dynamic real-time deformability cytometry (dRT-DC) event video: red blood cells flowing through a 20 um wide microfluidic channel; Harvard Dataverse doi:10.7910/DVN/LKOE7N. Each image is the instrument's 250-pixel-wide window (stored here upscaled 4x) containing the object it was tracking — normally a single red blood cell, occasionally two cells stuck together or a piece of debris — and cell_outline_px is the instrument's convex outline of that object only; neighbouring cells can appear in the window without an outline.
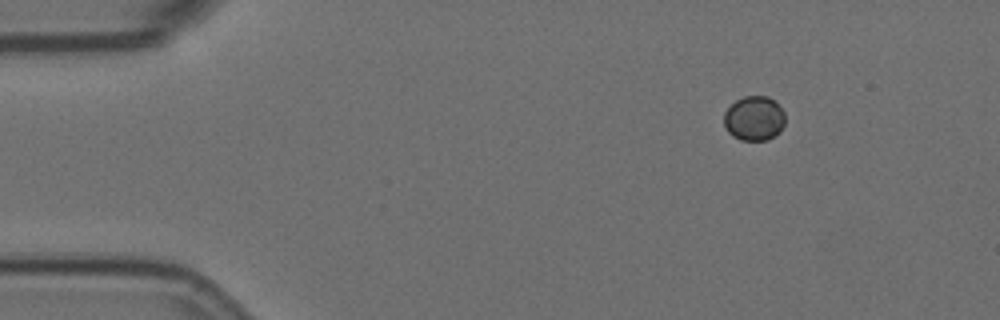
{"species": "Egyptian fruit bat (a non-hibernating species)", "species_latin": "Rousettus aegyptiacus", "temperature_condition": "room temperature", "stored_images_in_passage": 4, "camera_frame_rate_fps": 3000, "um_per_image_px": 0.085, "animal": {"sex": "female"}, "frame": {"image": 1, "passage_image": 1, "time_ms": 0.0, "image_size_px": [1000, 320], "cell_outline_px": [[784, 124], [780, 132], [768, 140], [740, 140], [732, 136], [728, 132], [724, 124], [724, 112], [736, 100], [744, 96], [768, 96], [776, 100], [784, 112]], "centroid_in_image_um": [64.11, 10.06], "position_along_channel_um": 20.9, "area_um2": 16.07}}
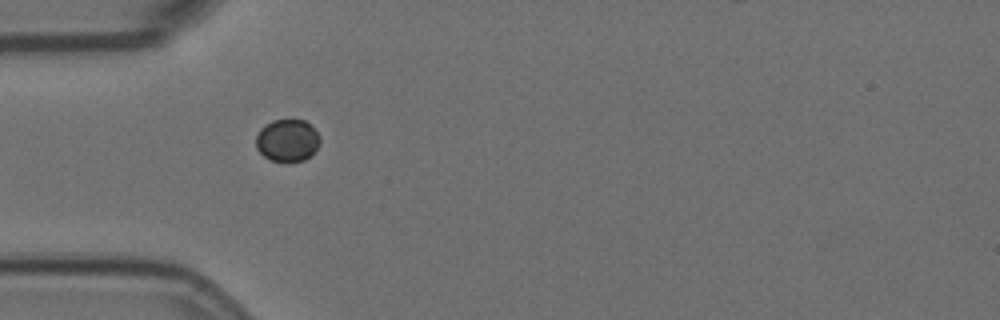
{"frame": {"image": 2, "passage_image": 4, "time_ms": 1.0, "image_size_px": [1000, 320], "cell_outline_px": [[320, 144], [304, 160], [288, 164], [284, 164], [272, 160], [264, 156], [256, 148], [256, 136], [260, 128], [264, 124], [272, 120], [304, 120], [320, 136]], "centroid_in_image_um": [24.39, 11.96], "position_along_channel_um": 60.6, "area_um2": 15.95}}